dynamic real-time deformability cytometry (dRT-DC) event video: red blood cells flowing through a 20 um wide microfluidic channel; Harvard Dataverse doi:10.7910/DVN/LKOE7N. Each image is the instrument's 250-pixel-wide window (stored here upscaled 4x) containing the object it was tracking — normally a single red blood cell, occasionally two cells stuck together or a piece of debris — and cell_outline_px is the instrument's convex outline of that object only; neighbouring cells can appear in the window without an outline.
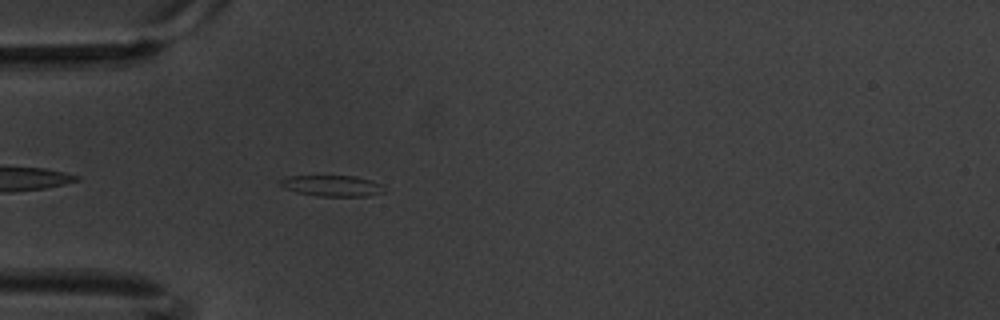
{"species": "common noctule bat (a hibernating species)", "species_latin": "Nyctalus noctula", "temperature_condition": "warm", "stored_images_in_passage": 5, "camera_frame_rate_fps": 3000, "um_per_image_px": 0.085, "animal": {"sex": "male", "body_mass_g": 20.1, "forearm_length_mm": 53.5}, "frame": {"image": 1, "passage_image": 5, "time_ms": 1.333, "image_size_px": [1000, 320], "cell_outline_px": [[388, 192], [368, 196], [316, 196], [296, 192], [284, 188], [280, 184], [280, 180], [288, 176], [356, 176], [372, 180], [380, 184]], "centroid_in_image_um": [28.27, 15.8], "position_along_channel_um": 56.7, "area_um2": 12.83}}